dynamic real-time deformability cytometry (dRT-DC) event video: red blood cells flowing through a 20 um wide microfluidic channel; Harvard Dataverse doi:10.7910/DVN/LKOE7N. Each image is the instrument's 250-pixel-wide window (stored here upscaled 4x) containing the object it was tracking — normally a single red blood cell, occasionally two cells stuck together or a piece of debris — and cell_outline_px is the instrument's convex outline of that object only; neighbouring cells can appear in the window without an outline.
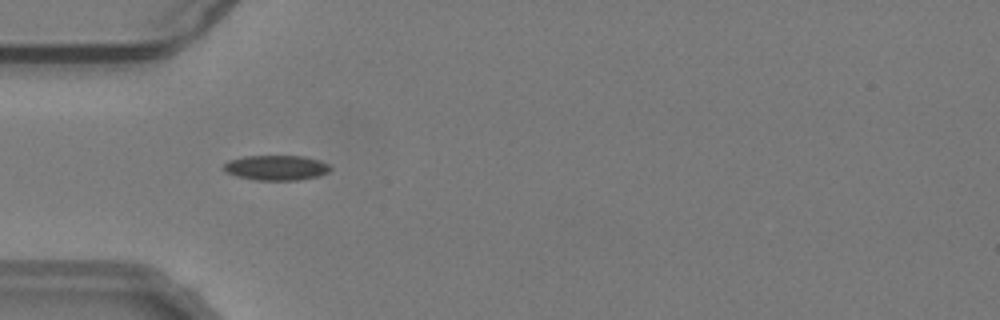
{"species": "common noctule bat (a hibernating species)", "species_latin": "Nyctalus noctula", "temperature_condition": "warm", "stored_images_in_passage": 54, "camera_frame_rate_fps": 3000, "um_per_image_px": 0.085, "animal": {"sex": "male", "body_mass_g": 19.2, "forearm_length_mm": 51.8}, "frame": {"image": 1, "passage_image": 17, "time_ms": 5.333, "image_size_px": [1000, 320], "cell_outline_px": [[332, 168], [328, 172], [320, 176], [300, 180], [256, 180], [236, 176], [224, 172], [220, 168], [228, 160], [244, 156], [304, 156], [320, 160], [328, 164]], "centroid_in_image_um": [23.46, 14.26], "position_along_channel_um": 61.5, "area_um2": 15.84}}
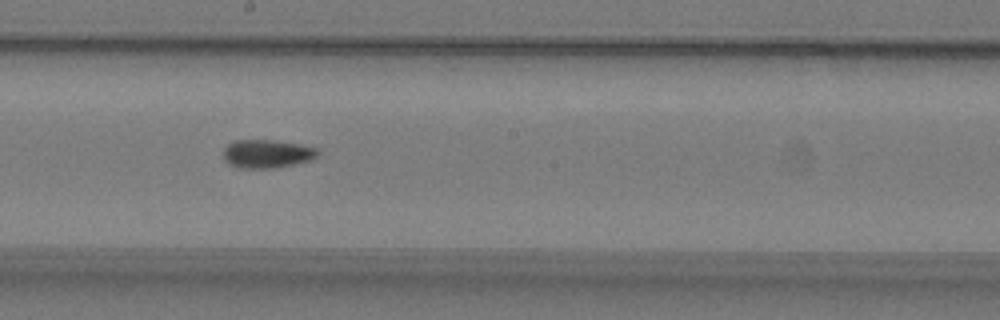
{"frame": {"image": 2, "passage_image": 30, "time_ms": 9.667, "image_size_px": [1000, 320], "cell_outline_px": [[320, 152], [312, 160], [276, 168], [240, 168], [228, 164], [224, 160], [224, 148], [228, 144], [236, 140], [272, 140], [300, 144], [316, 148]], "centroid_in_image_um": [22.69, 13.08], "position_along_channel_um": 225.5, "area_um2": 15.66}}
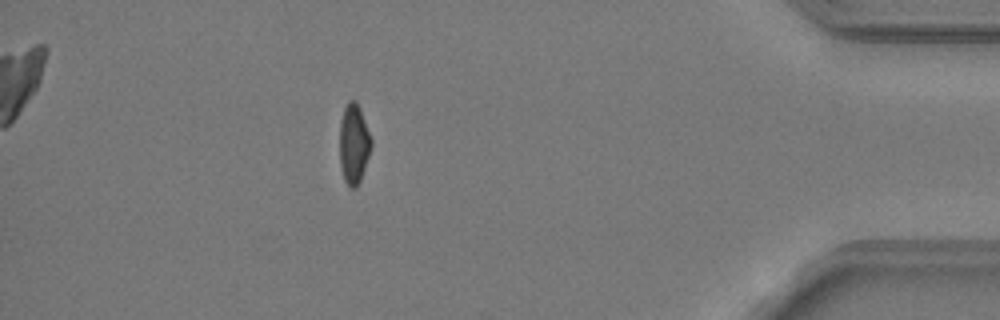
{"frame": {"image": 3, "passage_image": 48, "time_ms": 15.667, "image_size_px": [1000, 320], "cell_outline_px": [[372, 148], [360, 180], [356, 188], [352, 188], [344, 180], [340, 168], [340, 120], [344, 108], [348, 100], [356, 100], [360, 108], [372, 140]], "centroid_in_image_um": [30.07, 12.21], "position_along_channel_um": 405.1, "area_um2": 14.8}, "authors_computed_cell_mechanics": {"area_um2": 15.0858, "velocity_mm_per_s": 3.8167, "shape_relaxation_time_tau1_ms": null, "shape_relaxation_time_tau2_ms": 8.7324, "deformation_change_tau1": null, "deformation_change_tau2": 0.1137}}